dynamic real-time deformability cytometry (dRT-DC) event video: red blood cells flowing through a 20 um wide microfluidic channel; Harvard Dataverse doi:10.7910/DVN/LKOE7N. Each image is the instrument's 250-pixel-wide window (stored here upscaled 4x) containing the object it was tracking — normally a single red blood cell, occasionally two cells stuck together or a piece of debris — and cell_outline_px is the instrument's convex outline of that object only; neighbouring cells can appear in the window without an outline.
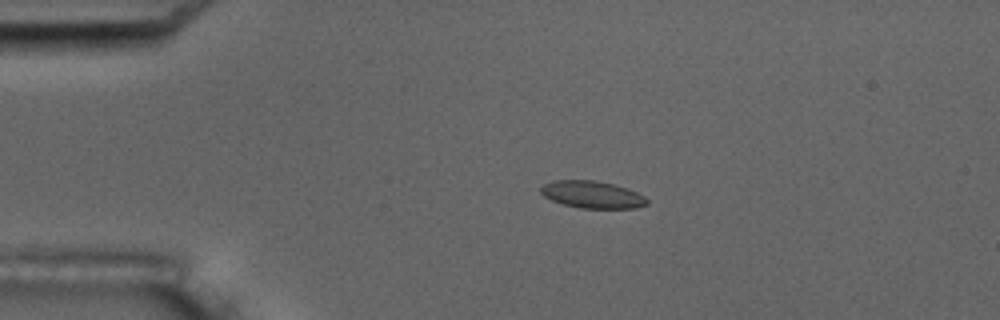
{"species": "common noctule bat (a hibernating species)", "species_latin": "Nyctalus noctula", "temperature_condition": "room temperature", "stored_images_in_passage": 12, "camera_frame_rate_fps": 3000, "um_per_image_px": 0.085, "animal": {"sex": "male", "body_mass_g": 17.5, "forearm_length_mm": 52.3}, "frame": {"image": 1, "passage_image": 4, "time_ms": 3.333, "image_size_px": [1000, 320], "cell_outline_px": [[648, 204], [636, 208], [580, 208], [564, 204], [552, 200], [544, 196], [540, 192], [540, 188], [544, 184], [552, 180], [592, 180], [612, 184], [628, 188], [644, 196], [648, 200]], "centroid_in_image_um": [50.34, 16.54], "position_along_channel_um": 34.7, "area_um2": 16.76}}
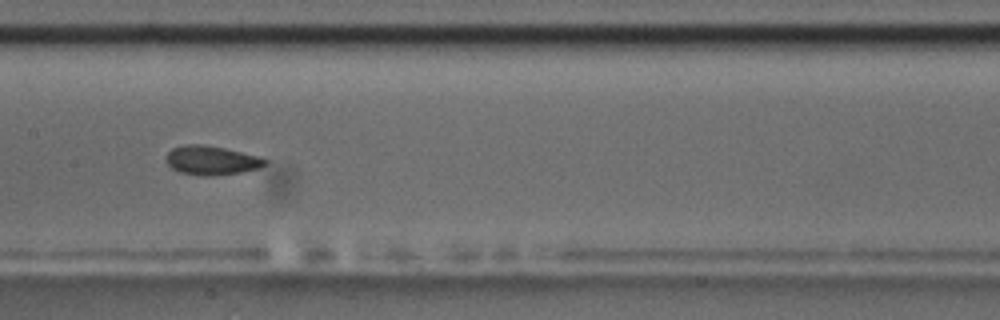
{"frame": {"image": 2, "passage_image": 9, "time_ms": 9.0, "image_size_px": [1000, 320], "cell_outline_px": [[268, 160], [260, 168], [240, 172], [212, 176], [200, 176], [180, 172], [172, 168], [164, 160], [168, 152], [172, 148], [184, 144], [204, 144], [224, 148], [260, 156]], "centroid_in_image_um": [17.95, 13.62], "position_along_channel_um": 189.4, "area_um2": 16.88}}
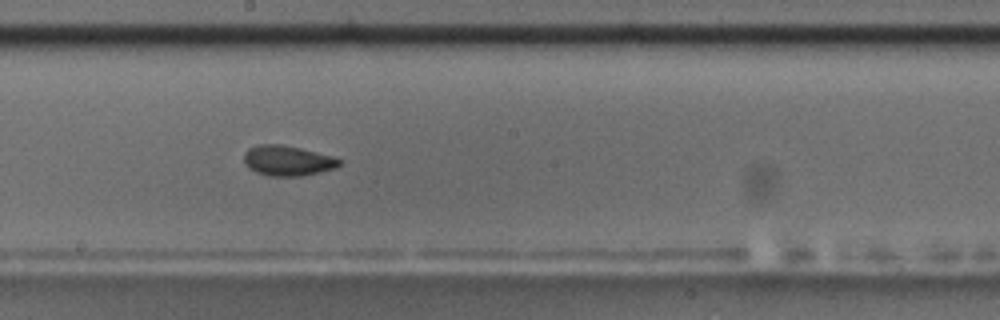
{"frame": {"image": 3, "passage_image": 10, "time_ms": 10.0, "image_size_px": [1000, 320], "cell_outline_px": [[340, 164], [336, 168], [304, 176], [268, 176], [256, 172], [248, 168], [244, 164], [244, 152], [248, 148], [256, 144], [280, 144], [300, 148], [332, 156], [340, 160]], "centroid_in_image_um": [24.4, 13.66], "position_along_channel_um": 223.8, "area_um2": 16.94}}